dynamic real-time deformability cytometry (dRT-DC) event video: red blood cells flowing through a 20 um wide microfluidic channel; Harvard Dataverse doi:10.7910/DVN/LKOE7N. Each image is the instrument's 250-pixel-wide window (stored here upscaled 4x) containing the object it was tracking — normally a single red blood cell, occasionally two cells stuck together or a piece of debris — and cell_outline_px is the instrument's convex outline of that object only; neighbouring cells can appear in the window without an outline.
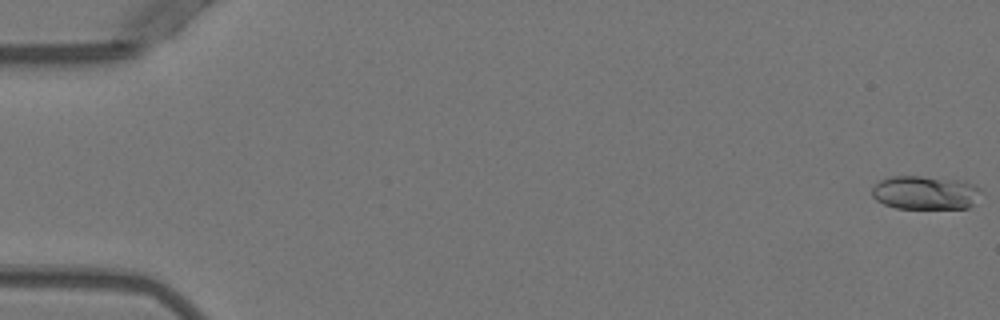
{"species": "Egyptian fruit bat (a non-hibernating species)", "species_latin": "Rousettus aegyptiacus", "temperature_condition": "warm", "stored_images_in_passage": 52, "camera_frame_rate_fps": 3000, "um_per_image_px": 0.085, "animal": {"sex": "female"}, "frame": {"image": 1, "passage_image": 1, "time_ms": 0.0, "image_size_px": [1000, 320], "cell_outline_px": [[984, 188], [972, 204], [968, 208], [896, 208], [884, 204], [876, 200], [872, 196], [872, 188], [880, 180], [888, 176], [920, 176], [964, 180], [976, 184]], "centroid_in_image_um": [78.67, 16.36], "position_along_channel_um": 6.3, "area_um2": 21.68}}
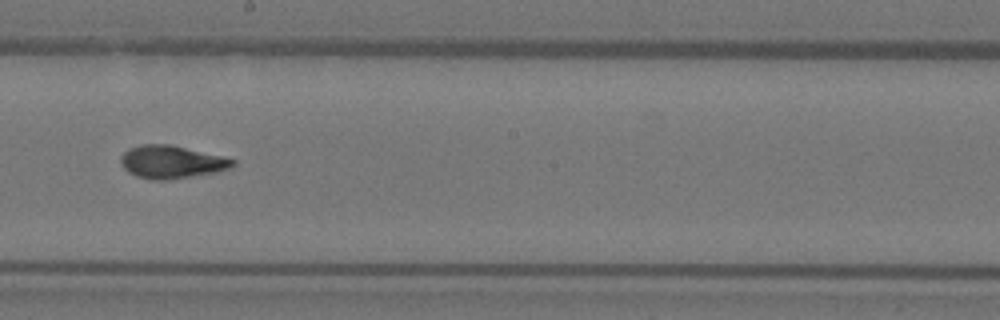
{"frame": {"image": 2, "passage_image": 30, "time_ms": 9.667, "image_size_px": [1000, 320], "cell_outline_px": [[236, 164], [232, 168], [216, 172], [164, 180], [152, 180], [136, 176], [128, 172], [120, 164], [120, 156], [128, 148], [140, 144], [168, 144], [220, 156], [236, 160]], "centroid_in_image_um": [14.54, 13.77], "position_along_channel_um": 233.7, "area_um2": 21.33}}
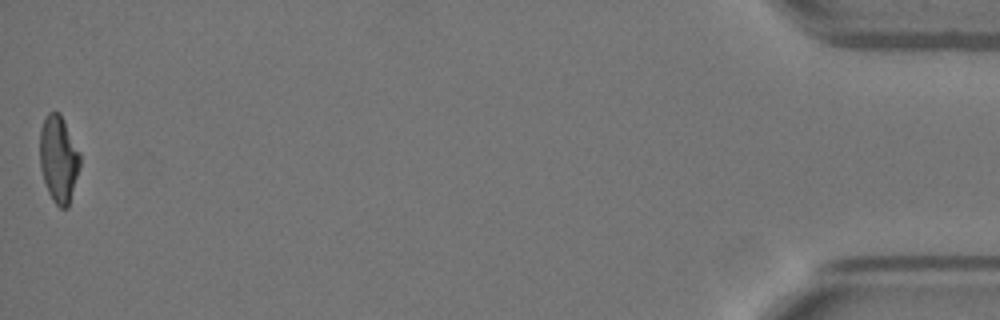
{"frame": {"image": 3, "passage_image": 52, "time_ms": 17.0, "image_size_px": [1000, 320], "cell_outline_px": [[80, 164], [68, 208], [60, 208], [56, 204], [48, 192], [40, 168], [40, 128], [48, 112], [60, 112], [80, 152]], "centroid_in_image_um": [4.98, 13.5], "position_along_channel_um": 430.2, "area_um2": 20.23}, "authors_computed_cell_mechanics": {"area_um2": 20.7213, "velocity_mm_per_s": 3.9605, "shape_relaxation_time_tau1_ms": 8.3196, "shape_relaxation_time_tau2_ms": 1.5249, "deformation_change_tau1": 0.2639, "deformation_change_tau2": 0.0858}}